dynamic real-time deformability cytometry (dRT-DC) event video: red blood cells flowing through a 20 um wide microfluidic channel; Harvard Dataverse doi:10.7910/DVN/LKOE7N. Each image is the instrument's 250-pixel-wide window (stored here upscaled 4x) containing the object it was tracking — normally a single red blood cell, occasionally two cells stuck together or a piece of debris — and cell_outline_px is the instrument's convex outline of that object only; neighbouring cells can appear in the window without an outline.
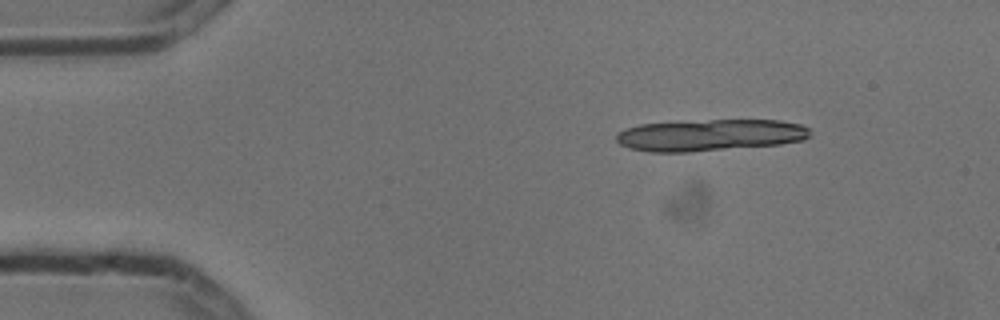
{"species": "common noctule bat (a hibernating species)", "species_latin": "Nyctalus noctula", "temperature_condition": "cold", "stored_images_in_passage": 4, "camera_frame_rate_fps": 3000, "um_per_image_px": 0.085, "animal": {"sex": "male", "body_mass_g": 13.3}, "frame": {"image": 1, "passage_image": 1, "time_ms": 0.0, "image_size_px": [1000, 320], "cell_outline_px": [[808, 136], [804, 140], [780, 144], [688, 152], [652, 152], [628, 148], [620, 144], [616, 140], [616, 136], [624, 128], [640, 124], [708, 120], [780, 120], [800, 124], [808, 128]], "centroid_in_image_um": [60.33, 11.48], "position_along_channel_um": 24.7, "area_um2": 35.6}}